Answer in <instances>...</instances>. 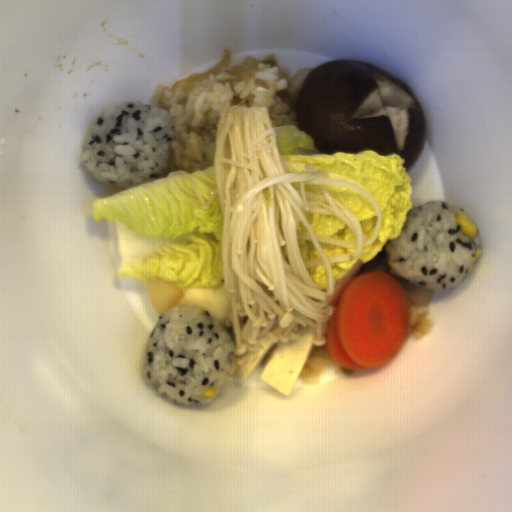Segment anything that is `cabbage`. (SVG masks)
<instances>
[{
  "label": "cabbage",
  "mask_w": 512,
  "mask_h": 512,
  "mask_svg": "<svg viewBox=\"0 0 512 512\" xmlns=\"http://www.w3.org/2000/svg\"><path fill=\"white\" fill-rule=\"evenodd\" d=\"M215 146L208 142L197 169H175L95 198L90 212L117 227L118 274L144 285L157 312L192 305L225 331L230 310Z\"/></svg>",
  "instance_id": "1"
},
{
  "label": "cabbage",
  "mask_w": 512,
  "mask_h": 512,
  "mask_svg": "<svg viewBox=\"0 0 512 512\" xmlns=\"http://www.w3.org/2000/svg\"><path fill=\"white\" fill-rule=\"evenodd\" d=\"M279 157L286 172L301 173L307 164L327 171L330 179L349 181L365 190L377 203L381 216L379 233L374 243L360 254L342 263H332L333 284L346 276L358 263H368L384 249L385 243L403 232L413 210V186L405 170L403 156L378 154L373 148L355 154H323L310 135L297 126L273 127Z\"/></svg>",
  "instance_id": "2"
},
{
  "label": "cabbage",
  "mask_w": 512,
  "mask_h": 512,
  "mask_svg": "<svg viewBox=\"0 0 512 512\" xmlns=\"http://www.w3.org/2000/svg\"><path fill=\"white\" fill-rule=\"evenodd\" d=\"M328 192L352 213L365 238L370 239L377 229L378 222V215L370 201L354 190L331 184Z\"/></svg>",
  "instance_id": "3"
},
{
  "label": "cabbage",
  "mask_w": 512,
  "mask_h": 512,
  "mask_svg": "<svg viewBox=\"0 0 512 512\" xmlns=\"http://www.w3.org/2000/svg\"><path fill=\"white\" fill-rule=\"evenodd\" d=\"M307 220L314 235L356 242L353 228L341 218L331 214H313Z\"/></svg>",
  "instance_id": "4"
},
{
  "label": "cabbage",
  "mask_w": 512,
  "mask_h": 512,
  "mask_svg": "<svg viewBox=\"0 0 512 512\" xmlns=\"http://www.w3.org/2000/svg\"><path fill=\"white\" fill-rule=\"evenodd\" d=\"M296 233L301 259L312 281L322 290L327 289L326 268L302 225Z\"/></svg>",
  "instance_id": "5"
},
{
  "label": "cabbage",
  "mask_w": 512,
  "mask_h": 512,
  "mask_svg": "<svg viewBox=\"0 0 512 512\" xmlns=\"http://www.w3.org/2000/svg\"><path fill=\"white\" fill-rule=\"evenodd\" d=\"M321 249L324 251V253L327 255V256H340V255H345V254H351L352 253V248H347V247H342V246H337V245H332V244H327V243H322L321 242Z\"/></svg>",
  "instance_id": "6"
}]
</instances>
